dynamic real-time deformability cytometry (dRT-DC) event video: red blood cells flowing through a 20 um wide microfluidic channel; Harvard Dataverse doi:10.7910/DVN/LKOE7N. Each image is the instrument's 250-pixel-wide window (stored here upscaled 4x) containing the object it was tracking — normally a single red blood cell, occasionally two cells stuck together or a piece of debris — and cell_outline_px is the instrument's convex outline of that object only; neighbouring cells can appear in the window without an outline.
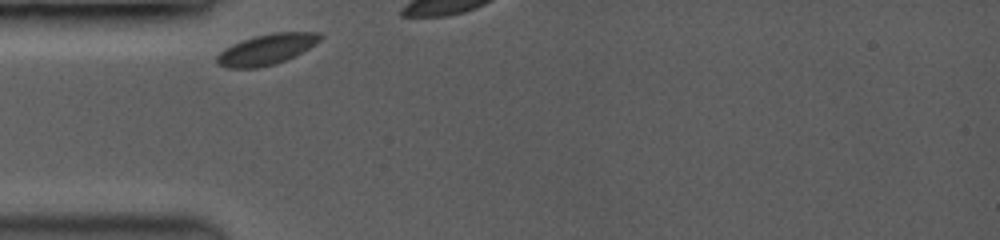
{"species": "common noctule bat (a hibernating species)", "species_latin": "Nyctalus noctula", "temperature_condition": "room temperature", "stored_images_in_passage": 5, "camera_frame_rate_fps": 3500, "um_per_image_px": 0.085, "animal": {"sex": "female", "body_mass_g": 19.0, "forearm_length_mm": 53.3}, "frame": {"image": 1, "passage_image": 1, "time_ms": 0.0, "image_size_px": [1000, 240], "cell_outline_px": [[324, 36], [316, 44], [284, 60], [272, 64], [256, 68], [228, 68], [216, 64], [216, 56], [224, 48], [240, 40], [252, 36], [272, 32], [320, 32]], "centroid_in_image_um": [22.62, 4.17], "position_along_channel_um": 62.4, "area_um2": 18.44}}